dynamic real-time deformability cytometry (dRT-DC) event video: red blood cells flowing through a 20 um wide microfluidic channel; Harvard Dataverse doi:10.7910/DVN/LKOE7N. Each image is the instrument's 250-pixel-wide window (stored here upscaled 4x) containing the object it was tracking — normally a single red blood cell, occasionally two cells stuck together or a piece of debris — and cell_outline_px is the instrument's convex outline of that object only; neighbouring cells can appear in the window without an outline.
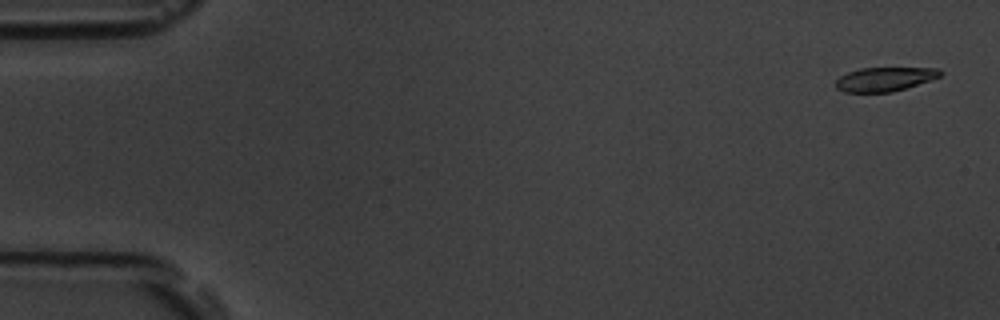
{"species": "common noctule bat (a hibernating species)", "species_latin": "Nyctalus noctula", "temperature_condition": "room temperature", "stored_images_in_passage": 54, "camera_frame_rate_fps": 3000, "um_per_image_px": 0.085, "animal": {"sex": "male", "body_mass_g": 19.5, "forearm_length_mm": 54.6}, "frame": {"image": 1, "passage_image": 2, "time_ms": 0.333, "image_size_px": [1000, 320], "cell_outline_px": [[944, 72], [940, 76], [892, 92], [844, 92], [836, 88], [836, 80], [840, 76], [848, 72], [860, 68], [940, 68]], "centroid_in_image_um": [75.17, 6.72], "position_along_channel_um": 9.8, "area_um2": 14.45}}
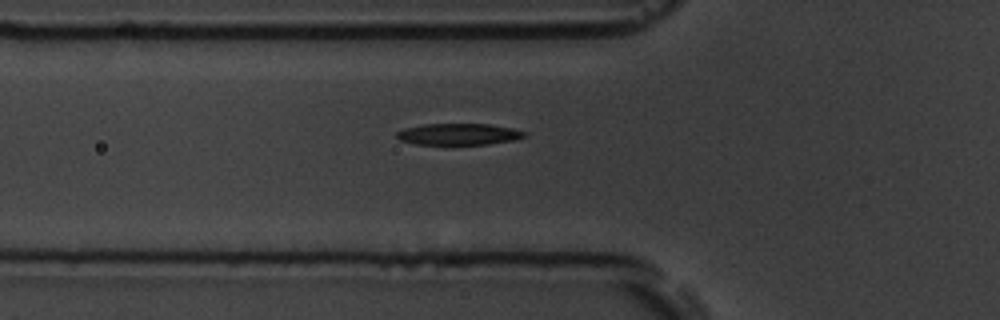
{"frame": {"image": 2, "passage_image": 19, "time_ms": 6.0, "image_size_px": [1000, 320], "cell_outline_px": [[528, 136], [516, 140], [488, 144], [416, 144], [400, 140], [396, 136], [396, 132], [404, 128], [424, 124], [488, 124], [512, 128], [528, 132]], "centroid_in_image_um": [39.04, 11.4], "position_along_channel_um": 86.8, "area_um2": 16.07}}
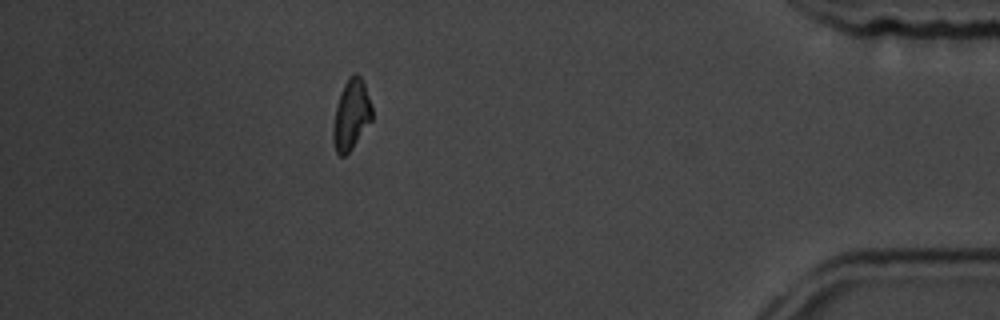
{"frame": {"image": 3, "passage_image": 48, "time_ms": 15.667, "image_size_px": [1000, 320], "cell_outline_px": [[372, 120], [352, 148], [344, 156], [340, 156], [336, 152], [332, 140], [332, 128], [336, 108], [340, 92], [348, 76], [352, 72], [356, 72], [360, 76], [364, 84], [372, 104]], "centroid_in_image_um": [29.85, 9.73], "position_along_channel_um": 405.4, "area_um2": 16.07}, "authors_computed_cell_mechanics": {"area_um2": 16.3863, "velocity_mm_per_s": 3.7779, "shape_relaxation_time_tau1_ms": 2.0194, "shape_relaxation_time_tau2_ms": 10.7911, "deformation_change_tau1": 0.1435, "deformation_change_tau2": 0.1983}}